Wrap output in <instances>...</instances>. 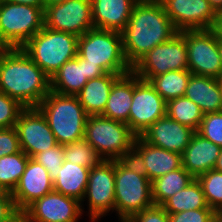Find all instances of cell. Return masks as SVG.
Instances as JSON below:
<instances>
[{
    "label": "cell",
    "mask_w": 222,
    "mask_h": 222,
    "mask_svg": "<svg viewBox=\"0 0 222 222\" xmlns=\"http://www.w3.org/2000/svg\"><path fill=\"white\" fill-rule=\"evenodd\" d=\"M187 69V45L180 32L165 43L155 46L132 67V71L147 82L168 71Z\"/></svg>",
    "instance_id": "obj_9"
},
{
    "label": "cell",
    "mask_w": 222,
    "mask_h": 222,
    "mask_svg": "<svg viewBox=\"0 0 222 222\" xmlns=\"http://www.w3.org/2000/svg\"><path fill=\"white\" fill-rule=\"evenodd\" d=\"M214 170L222 172V149L220 151V154L218 156L217 162L215 164Z\"/></svg>",
    "instance_id": "obj_45"
},
{
    "label": "cell",
    "mask_w": 222,
    "mask_h": 222,
    "mask_svg": "<svg viewBox=\"0 0 222 222\" xmlns=\"http://www.w3.org/2000/svg\"><path fill=\"white\" fill-rule=\"evenodd\" d=\"M106 74L99 65L85 63L78 54L65 62L51 77V91L76 96L90 79Z\"/></svg>",
    "instance_id": "obj_18"
},
{
    "label": "cell",
    "mask_w": 222,
    "mask_h": 222,
    "mask_svg": "<svg viewBox=\"0 0 222 222\" xmlns=\"http://www.w3.org/2000/svg\"><path fill=\"white\" fill-rule=\"evenodd\" d=\"M197 132L222 147V111L204 114Z\"/></svg>",
    "instance_id": "obj_35"
},
{
    "label": "cell",
    "mask_w": 222,
    "mask_h": 222,
    "mask_svg": "<svg viewBox=\"0 0 222 222\" xmlns=\"http://www.w3.org/2000/svg\"><path fill=\"white\" fill-rule=\"evenodd\" d=\"M138 0H91L94 28L122 32Z\"/></svg>",
    "instance_id": "obj_21"
},
{
    "label": "cell",
    "mask_w": 222,
    "mask_h": 222,
    "mask_svg": "<svg viewBox=\"0 0 222 222\" xmlns=\"http://www.w3.org/2000/svg\"><path fill=\"white\" fill-rule=\"evenodd\" d=\"M184 96L199 106L203 114L222 111V88L218 78L191 74Z\"/></svg>",
    "instance_id": "obj_23"
},
{
    "label": "cell",
    "mask_w": 222,
    "mask_h": 222,
    "mask_svg": "<svg viewBox=\"0 0 222 222\" xmlns=\"http://www.w3.org/2000/svg\"><path fill=\"white\" fill-rule=\"evenodd\" d=\"M167 102L149 84L134 73V91L128 126L138 137L158 119L166 115Z\"/></svg>",
    "instance_id": "obj_12"
},
{
    "label": "cell",
    "mask_w": 222,
    "mask_h": 222,
    "mask_svg": "<svg viewBox=\"0 0 222 222\" xmlns=\"http://www.w3.org/2000/svg\"><path fill=\"white\" fill-rule=\"evenodd\" d=\"M18 211L15 206L14 199L10 192H0V222H7Z\"/></svg>",
    "instance_id": "obj_40"
},
{
    "label": "cell",
    "mask_w": 222,
    "mask_h": 222,
    "mask_svg": "<svg viewBox=\"0 0 222 222\" xmlns=\"http://www.w3.org/2000/svg\"><path fill=\"white\" fill-rule=\"evenodd\" d=\"M216 213L212 209H196L169 214L170 222H209Z\"/></svg>",
    "instance_id": "obj_38"
},
{
    "label": "cell",
    "mask_w": 222,
    "mask_h": 222,
    "mask_svg": "<svg viewBox=\"0 0 222 222\" xmlns=\"http://www.w3.org/2000/svg\"><path fill=\"white\" fill-rule=\"evenodd\" d=\"M149 1L162 2L163 0H149Z\"/></svg>",
    "instance_id": "obj_52"
},
{
    "label": "cell",
    "mask_w": 222,
    "mask_h": 222,
    "mask_svg": "<svg viewBox=\"0 0 222 222\" xmlns=\"http://www.w3.org/2000/svg\"><path fill=\"white\" fill-rule=\"evenodd\" d=\"M209 222H222V220L215 214Z\"/></svg>",
    "instance_id": "obj_48"
},
{
    "label": "cell",
    "mask_w": 222,
    "mask_h": 222,
    "mask_svg": "<svg viewBox=\"0 0 222 222\" xmlns=\"http://www.w3.org/2000/svg\"><path fill=\"white\" fill-rule=\"evenodd\" d=\"M218 80H219V83H220L221 88H222V75H221V77H220V78H218Z\"/></svg>",
    "instance_id": "obj_51"
},
{
    "label": "cell",
    "mask_w": 222,
    "mask_h": 222,
    "mask_svg": "<svg viewBox=\"0 0 222 222\" xmlns=\"http://www.w3.org/2000/svg\"><path fill=\"white\" fill-rule=\"evenodd\" d=\"M136 137L123 122L102 115L87 117L84 139L103 160L132 158Z\"/></svg>",
    "instance_id": "obj_6"
},
{
    "label": "cell",
    "mask_w": 222,
    "mask_h": 222,
    "mask_svg": "<svg viewBox=\"0 0 222 222\" xmlns=\"http://www.w3.org/2000/svg\"><path fill=\"white\" fill-rule=\"evenodd\" d=\"M214 31L216 32L218 38L222 39V10L218 12L216 23L214 26Z\"/></svg>",
    "instance_id": "obj_42"
},
{
    "label": "cell",
    "mask_w": 222,
    "mask_h": 222,
    "mask_svg": "<svg viewBox=\"0 0 222 222\" xmlns=\"http://www.w3.org/2000/svg\"><path fill=\"white\" fill-rule=\"evenodd\" d=\"M4 1L18 3V4L32 5V6H45L44 0H4Z\"/></svg>",
    "instance_id": "obj_41"
},
{
    "label": "cell",
    "mask_w": 222,
    "mask_h": 222,
    "mask_svg": "<svg viewBox=\"0 0 222 222\" xmlns=\"http://www.w3.org/2000/svg\"><path fill=\"white\" fill-rule=\"evenodd\" d=\"M120 76V74L106 73L101 77L88 80L76 95L88 116L101 115L104 112L111 87Z\"/></svg>",
    "instance_id": "obj_25"
},
{
    "label": "cell",
    "mask_w": 222,
    "mask_h": 222,
    "mask_svg": "<svg viewBox=\"0 0 222 222\" xmlns=\"http://www.w3.org/2000/svg\"><path fill=\"white\" fill-rule=\"evenodd\" d=\"M24 109L25 107L18 100L0 91V128L15 127Z\"/></svg>",
    "instance_id": "obj_34"
},
{
    "label": "cell",
    "mask_w": 222,
    "mask_h": 222,
    "mask_svg": "<svg viewBox=\"0 0 222 222\" xmlns=\"http://www.w3.org/2000/svg\"><path fill=\"white\" fill-rule=\"evenodd\" d=\"M90 169L64 161L62 167L57 171L58 176L53 181V190L65 196L77 199L82 203Z\"/></svg>",
    "instance_id": "obj_26"
},
{
    "label": "cell",
    "mask_w": 222,
    "mask_h": 222,
    "mask_svg": "<svg viewBox=\"0 0 222 222\" xmlns=\"http://www.w3.org/2000/svg\"><path fill=\"white\" fill-rule=\"evenodd\" d=\"M45 1V7L47 5H52V4H55V3H61V2H64L66 0H44Z\"/></svg>",
    "instance_id": "obj_46"
},
{
    "label": "cell",
    "mask_w": 222,
    "mask_h": 222,
    "mask_svg": "<svg viewBox=\"0 0 222 222\" xmlns=\"http://www.w3.org/2000/svg\"><path fill=\"white\" fill-rule=\"evenodd\" d=\"M178 32L161 2L138 0L126 28L121 32L127 63L132 68L151 49L170 40Z\"/></svg>",
    "instance_id": "obj_1"
},
{
    "label": "cell",
    "mask_w": 222,
    "mask_h": 222,
    "mask_svg": "<svg viewBox=\"0 0 222 222\" xmlns=\"http://www.w3.org/2000/svg\"><path fill=\"white\" fill-rule=\"evenodd\" d=\"M208 1L217 13L222 10V0H208Z\"/></svg>",
    "instance_id": "obj_44"
},
{
    "label": "cell",
    "mask_w": 222,
    "mask_h": 222,
    "mask_svg": "<svg viewBox=\"0 0 222 222\" xmlns=\"http://www.w3.org/2000/svg\"><path fill=\"white\" fill-rule=\"evenodd\" d=\"M161 3L178 31L214 29L218 13L208 0H163Z\"/></svg>",
    "instance_id": "obj_15"
},
{
    "label": "cell",
    "mask_w": 222,
    "mask_h": 222,
    "mask_svg": "<svg viewBox=\"0 0 222 222\" xmlns=\"http://www.w3.org/2000/svg\"><path fill=\"white\" fill-rule=\"evenodd\" d=\"M77 54L85 63L99 65L106 73L125 75L132 71L124 56L122 34L117 31L88 30L78 37Z\"/></svg>",
    "instance_id": "obj_5"
},
{
    "label": "cell",
    "mask_w": 222,
    "mask_h": 222,
    "mask_svg": "<svg viewBox=\"0 0 222 222\" xmlns=\"http://www.w3.org/2000/svg\"><path fill=\"white\" fill-rule=\"evenodd\" d=\"M33 159L48 171L54 181L58 176L57 171L60 170L64 162V145L57 144L49 150L36 154Z\"/></svg>",
    "instance_id": "obj_36"
},
{
    "label": "cell",
    "mask_w": 222,
    "mask_h": 222,
    "mask_svg": "<svg viewBox=\"0 0 222 222\" xmlns=\"http://www.w3.org/2000/svg\"><path fill=\"white\" fill-rule=\"evenodd\" d=\"M86 198L92 222L115 210V160H102L90 169Z\"/></svg>",
    "instance_id": "obj_11"
},
{
    "label": "cell",
    "mask_w": 222,
    "mask_h": 222,
    "mask_svg": "<svg viewBox=\"0 0 222 222\" xmlns=\"http://www.w3.org/2000/svg\"><path fill=\"white\" fill-rule=\"evenodd\" d=\"M0 91L25 108L37 107L51 91V79L21 48H5L0 52Z\"/></svg>",
    "instance_id": "obj_2"
},
{
    "label": "cell",
    "mask_w": 222,
    "mask_h": 222,
    "mask_svg": "<svg viewBox=\"0 0 222 222\" xmlns=\"http://www.w3.org/2000/svg\"><path fill=\"white\" fill-rule=\"evenodd\" d=\"M194 132L190 127L182 125L166 114L146 129L140 137L153 146L182 155Z\"/></svg>",
    "instance_id": "obj_20"
},
{
    "label": "cell",
    "mask_w": 222,
    "mask_h": 222,
    "mask_svg": "<svg viewBox=\"0 0 222 222\" xmlns=\"http://www.w3.org/2000/svg\"><path fill=\"white\" fill-rule=\"evenodd\" d=\"M131 222H170L169 214L161 205H155L143 209L130 218Z\"/></svg>",
    "instance_id": "obj_39"
},
{
    "label": "cell",
    "mask_w": 222,
    "mask_h": 222,
    "mask_svg": "<svg viewBox=\"0 0 222 222\" xmlns=\"http://www.w3.org/2000/svg\"><path fill=\"white\" fill-rule=\"evenodd\" d=\"M133 91L134 72L131 71L121 75L113 83L106 107L101 115L128 125Z\"/></svg>",
    "instance_id": "obj_24"
},
{
    "label": "cell",
    "mask_w": 222,
    "mask_h": 222,
    "mask_svg": "<svg viewBox=\"0 0 222 222\" xmlns=\"http://www.w3.org/2000/svg\"><path fill=\"white\" fill-rule=\"evenodd\" d=\"M15 128L21 150L31 158L58 144L47 119L37 107L25 108L20 113Z\"/></svg>",
    "instance_id": "obj_14"
},
{
    "label": "cell",
    "mask_w": 222,
    "mask_h": 222,
    "mask_svg": "<svg viewBox=\"0 0 222 222\" xmlns=\"http://www.w3.org/2000/svg\"><path fill=\"white\" fill-rule=\"evenodd\" d=\"M191 74L188 69L173 70L152 77L148 82L168 102L169 100L184 96Z\"/></svg>",
    "instance_id": "obj_29"
},
{
    "label": "cell",
    "mask_w": 222,
    "mask_h": 222,
    "mask_svg": "<svg viewBox=\"0 0 222 222\" xmlns=\"http://www.w3.org/2000/svg\"><path fill=\"white\" fill-rule=\"evenodd\" d=\"M102 160L97 151L84 138L64 145V161L91 169Z\"/></svg>",
    "instance_id": "obj_32"
},
{
    "label": "cell",
    "mask_w": 222,
    "mask_h": 222,
    "mask_svg": "<svg viewBox=\"0 0 222 222\" xmlns=\"http://www.w3.org/2000/svg\"><path fill=\"white\" fill-rule=\"evenodd\" d=\"M216 215L222 220V211L217 212Z\"/></svg>",
    "instance_id": "obj_49"
},
{
    "label": "cell",
    "mask_w": 222,
    "mask_h": 222,
    "mask_svg": "<svg viewBox=\"0 0 222 222\" xmlns=\"http://www.w3.org/2000/svg\"><path fill=\"white\" fill-rule=\"evenodd\" d=\"M166 114L173 120L198 131L203 113L199 106L185 96L167 102Z\"/></svg>",
    "instance_id": "obj_30"
},
{
    "label": "cell",
    "mask_w": 222,
    "mask_h": 222,
    "mask_svg": "<svg viewBox=\"0 0 222 222\" xmlns=\"http://www.w3.org/2000/svg\"><path fill=\"white\" fill-rule=\"evenodd\" d=\"M221 149L222 147L195 131L182 154V167L197 178L214 169Z\"/></svg>",
    "instance_id": "obj_22"
},
{
    "label": "cell",
    "mask_w": 222,
    "mask_h": 222,
    "mask_svg": "<svg viewBox=\"0 0 222 222\" xmlns=\"http://www.w3.org/2000/svg\"><path fill=\"white\" fill-rule=\"evenodd\" d=\"M132 159L151 182L182 167L181 154L153 146L140 136L135 139Z\"/></svg>",
    "instance_id": "obj_17"
},
{
    "label": "cell",
    "mask_w": 222,
    "mask_h": 222,
    "mask_svg": "<svg viewBox=\"0 0 222 222\" xmlns=\"http://www.w3.org/2000/svg\"><path fill=\"white\" fill-rule=\"evenodd\" d=\"M7 222H30V220L23 211H19Z\"/></svg>",
    "instance_id": "obj_43"
},
{
    "label": "cell",
    "mask_w": 222,
    "mask_h": 222,
    "mask_svg": "<svg viewBox=\"0 0 222 222\" xmlns=\"http://www.w3.org/2000/svg\"><path fill=\"white\" fill-rule=\"evenodd\" d=\"M78 36L43 27L21 49L51 79L60 67L77 56Z\"/></svg>",
    "instance_id": "obj_7"
},
{
    "label": "cell",
    "mask_w": 222,
    "mask_h": 222,
    "mask_svg": "<svg viewBox=\"0 0 222 222\" xmlns=\"http://www.w3.org/2000/svg\"><path fill=\"white\" fill-rule=\"evenodd\" d=\"M195 178L183 167L152 181V198L155 205H162L168 198L186 188Z\"/></svg>",
    "instance_id": "obj_28"
},
{
    "label": "cell",
    "mask_w": 222,
    "mask_h": 222,
    "mask_svg": "<svg viewBox=\"0 0 222 222\" xmlns=\"http://www.w3.org/2000/svg\"><path fill=\"white\" fill-rule=\"evenodd\" d=\"M187 45L188 70L195 75L220 78L222 64L214 29L179 31Z\"/></svg>",
    "instance_id": "obj_10"
},
{
    "label": "cell",
    "mask_w": 222,
    "mask_h": 222,
    "mask_svg": "<svg viewBox=\"0 0 222 222\" xmlns=\"http://www.w3.org/2000/svg\"><path fill=\"white\" fill-rule=\"evenodd\" d=\"M218 49L220 53V59H221V64H222V39L218 38Z\"/></svg>",
    "instance_id": "obj_47"
},
{
    "label": "cell",
    "mask_w": 222,
    "mask_h": 222,
    "mask_svg": "<svg viewBox=\"0 0 222 222\" xmlns=\"http://www.w3.org/2000/svg\"><path fill=\"white\" fill-rule=\"evenodd\" d=\"M152 182L132 158L115 160V211L119 219H130L152 206Z\"/></svg>",
    "instance_id": "obj_3"
},
{
    "label": "cell",
    "mask_w": 222,
    "mask_h": 222,
    "mask_svg": "<svg viewBox=\"0 0 222 222\" xmlns=\"http://www.w3.org/2000/svg\"><path fill=\"white\" fill-rule=\"evenodd\" d=\"M22 150L16 154L0 157V189L12 193L29 160Z\"/></svg>",
    "instance_id": "obj_31"
},
{
    "label": "cell",
    "mask_w": 222,
    "mask_h": 222,
    "mask_svg": "<svg viewBox=\"0 0 222 222\" xmlns=\"http://www.w3.org/2000/svg\"><path fill=\"white\" fill-rule=\"evenodd\" d=\"M44 9L0 0V49L22 48L45 26Z\"/></svg>",
    "instance_id": "obj_8"
},
{
    "label": "cell",
    "mask_w": 222,
    "mask_h": 222,
    "mask_svg": "<svg viewBox=\"0 0 222 222\" xmlns=\"http://www.w3.org/2000/svg\"><path fill=\"white\" fill-rule=\"evenodd\" d=\"M21 151L19 136L15 127L0 128V157Z\"/></svg>",
    "instance_id": "obj_37"
},
{
    "label": "cell",
    "mask_w": 222,
    "mask_h": 222,
    "mask_svg": "<svg viewBox=\"0 0 222 222\" xmlns=\"http://www.w3.org/2000/svg\"><path fill=\"white\" fill-rule=\"evenodd\" d=\"M196 179L202 186L208 206L215 213L222 211V172L212 169Z\"/></svg>",
    "instance_id": "obj_33"
},
{
    "label": "cell",
    "mask_w": 222,
    "mask_h": 222,
    "mask_svg": "<svg viewBox=\"0 0 222 222\" xmlns=\"http://www.w3.org/2000/svg\"><path fill=\"white\" fill-rule=\"evenodd\" d=\"M161 206L168 214L196 209H211L207 204L202 186L196 178L186 188L168 198Z\"/></svg>",
    "instance_id": "obj_27"
},
{
    "label": "cell",
    "mask_w": 222,
    "mask_h": 222,
    "mask_svg": "<svg viewBox=\"0 0 222 222\" xmlns=\"http://www.w3.org/2000/svg\"><path fill=\"white\" fill-rule=\"evenodd\" d=\"M53 191V180L48 171L29 158L25 171L11 193L18 211H24L35 200Z\"/></svg>",
    "instance_id": "obj_19"
},
{
    "label": "cell",
    "mask_w": 222,
    "mask_h": 222,
    "mask_svg": "<svg viewBox=\"0 0 222 222\" xmlns=\"http://www.w3.org/2000/svg\"><path fill=\"white\" fill-rule=\"evenodd\" d=\"M37 108L47 119L58 144L66 145L84 138L88 115L77 96L50 91Z\"/></svg>",
    "instance_id": "obj_4"
},
{
    "label": "cell",
    "mask_w": 222,
    "mask_h": 222,
    "mask_svg": "<svg viewBox=\"0 0 222 222\" xmlns=\"http://www.w3.org/2000/svg\"><path fill=\"white\" fill-rule=\"evenodd\" d=\"M119 221H121V222H131L130 219H120Z\"/></svg>",
    "instance_id": "obj_50"
},
{
    "label": "cell",
    "mask_w": 222,
    "mask_h": 222,
    "mask_svg": "<svg viewBox=\"0 0 222 222\" xmlns=\"http://www.w3.org/2000/svg\"><path fill=\"white\" fill-rule=\"evenodd\" d=\"M45 27L82 36L94 28L91 0H66L47 5L44 9Z\"/></svg>",
    "instance_id": "obj_13"
},
{
    "label": "cell",
    "mask_w": 222,
    "mask_h": 222,
    "mask_svg": "<svg viewBox=\"0 0 222 222\" xmlns=\"http://www.w3.org/2000/svg\"><path fill=\"white\" fill-rule=\"evenodd\" d=\"M81 202L52 191L31 203L23 212L30 222H78L83 214Z\"/></svg>",
    "instance_id": "obj_16"
}]
</instances>
